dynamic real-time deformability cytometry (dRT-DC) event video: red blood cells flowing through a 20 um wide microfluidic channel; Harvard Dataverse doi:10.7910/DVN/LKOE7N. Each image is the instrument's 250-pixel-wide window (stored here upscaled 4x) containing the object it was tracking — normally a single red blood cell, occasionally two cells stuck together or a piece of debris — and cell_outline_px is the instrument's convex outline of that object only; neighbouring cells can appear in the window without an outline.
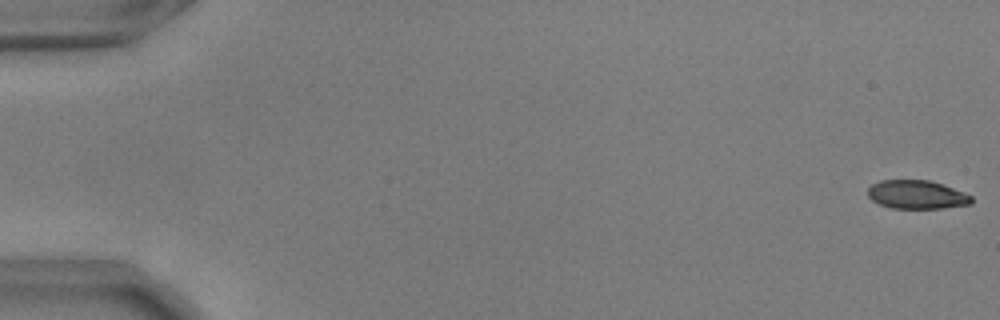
{"species": "common noctule bat (a hibernating species)", "species_latin": "Nyctalus noctula", "temperature_condition": "warm", "stored_images_in_passage": 17, "camera_frame_rate_fps": 3000, "um_per_image_px": 0.085, "animal": {"sex": "male", "body_mass_g": 17.9, "forearm_length_mm": 54.2}, "frame": {"image": 1, "passage_image": 1, "time_ms": 0.0, "image_size_px": [1000, 320], "cell_outline_px": [[972, 204], [944, 208], [892, 208], [880, 204], [872, 200], [868, 196], [868, 188], [872, 184], [880, 180], [928, 180], [944, 184], [964, 192], [972, 196]], "centroid_in_image_um": [77.95, 16.54], "position_along_channel_um": 7.1, "area_um2": 17.34}}
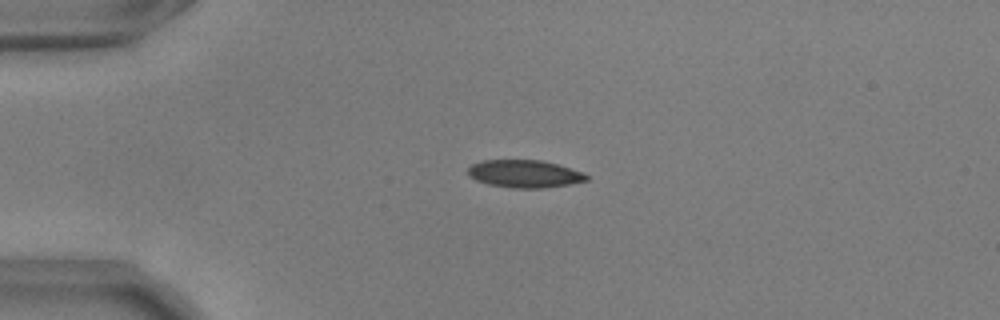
{"frame": {"image": 2, "passage_image": 14, "time_ms": 4.333, "image_size_px": [1000, 320], "cell_outline_px": [[588, 180], [568, 184], [544, 188], [512, 188], [488, 184], [476, 180], [468, 176], [468, 168], [472, 164], [484, 160], [540, 160], [556, 164], [584, 172], [588, 176]], "centroid_in_image_um": [44.57, 14.77], "position_along_channel_um": 40.4, "area_um2": 19.02}}